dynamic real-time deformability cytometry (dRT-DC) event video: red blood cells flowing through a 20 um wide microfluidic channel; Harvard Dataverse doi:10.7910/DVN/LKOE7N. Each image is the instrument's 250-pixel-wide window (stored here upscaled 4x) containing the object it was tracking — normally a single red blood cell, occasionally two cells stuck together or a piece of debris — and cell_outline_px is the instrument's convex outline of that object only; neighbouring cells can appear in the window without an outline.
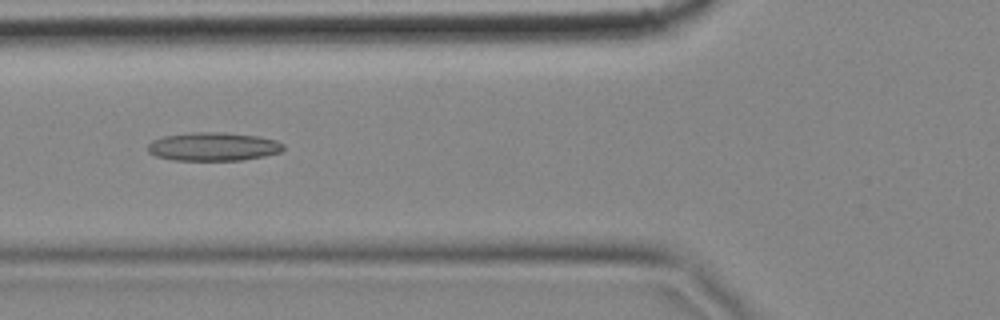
{"species": "common noctule bat (a hibernating species)", "species_latin": "Nyctalus noctula", "temperature_condition": "cold", "stored_images_in_passage": 8, "camera_frame_rate_fps": 3000, "um_per_image_px": 0.085, "animal": {"sex": "female", "body_mass_g": 18.4}, "frame": {"image": 1, "passage_image": 6, "time_ms": 1.667, "image_size_px": [1000, 320], "cell_outline_px": [[284, 148], [280, 152], [264, 156], [240, 160], [172, 160], [156, 156], [148, 152], [148, 144], [152, 140], [164, 136], [192, 132], [224, 132], [256, 136], [276, 140], [284, 144]], "centroid_in_image_um": [18.11, 12.46], "position_along_channel_um": 107.7, "area_um2": 22.48}}
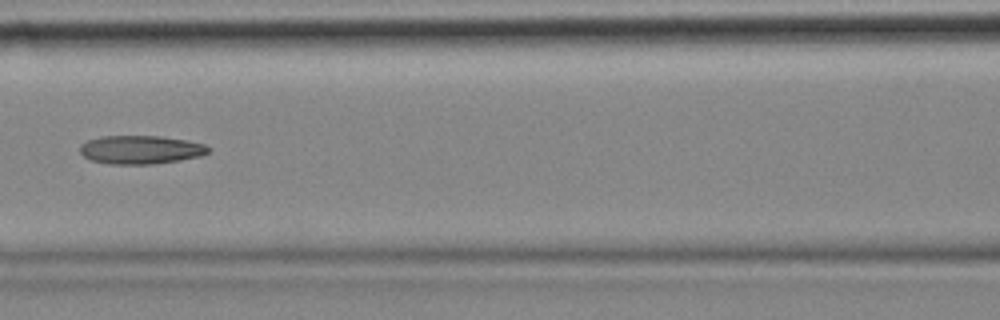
{"frame": {"image": 2, "passage_image": 7, "time_ms": 2.0, "image_size_px": [1000, 320], "cell_outline_px": [[208, 152], [200, 156], [180, 160], [152, 164], [108, 164], [88, 160], [80, 152], [80, 144], [88, 140], [100, 136], [160, 136], [184, 140], [204, 144], [208, 148]], "centroid_in_image_um": [11.89, 12.73], "position_along_channel_um": 154.7, "area_um2": 21.27}}